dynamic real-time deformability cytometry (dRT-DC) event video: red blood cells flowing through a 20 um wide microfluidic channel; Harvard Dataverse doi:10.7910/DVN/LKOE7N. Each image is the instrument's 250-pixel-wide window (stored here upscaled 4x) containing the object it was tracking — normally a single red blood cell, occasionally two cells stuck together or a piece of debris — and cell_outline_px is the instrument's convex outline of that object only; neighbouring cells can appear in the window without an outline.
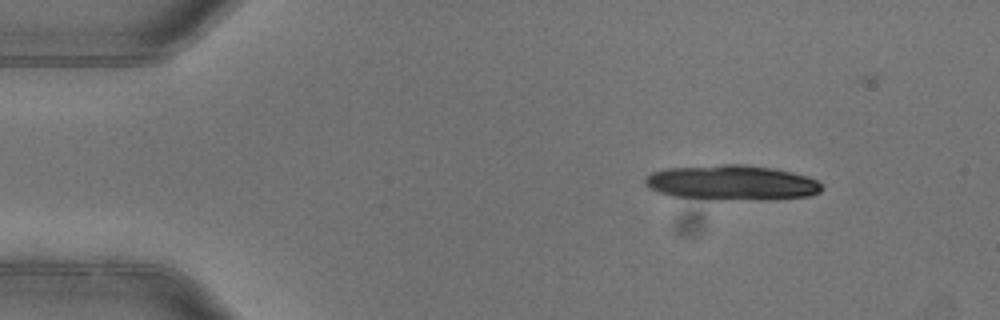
{"species": "common noctule bat (a hibernating species)", "species_latin": "Nyctalus noctula", "temperature_condition": "warm", "stored_images_in_passage": 3, "camera_frame_rate_fps": 3000, "um_per_image_px": 0.085, "animal": {"sex": "female"}, "frame": {"image": 1, "passage_image": 1, "time_ms": 0.0, "image_size_px": [1000, 320], "cell_outline_px": [[824, 188], [820, 192], [812, 196], [776, 200], [716, 200], [672, 196], [648, 188], [644, 184], [644, 176], [652, 172], [664, 168], [724, 164], [744, 164], [776, 168], [808, 176], [816, 180]], "centroid_in_image_um": [62.22, 15.54], "position_along_channel_um": 22.8, "area_um2": 36.99}}